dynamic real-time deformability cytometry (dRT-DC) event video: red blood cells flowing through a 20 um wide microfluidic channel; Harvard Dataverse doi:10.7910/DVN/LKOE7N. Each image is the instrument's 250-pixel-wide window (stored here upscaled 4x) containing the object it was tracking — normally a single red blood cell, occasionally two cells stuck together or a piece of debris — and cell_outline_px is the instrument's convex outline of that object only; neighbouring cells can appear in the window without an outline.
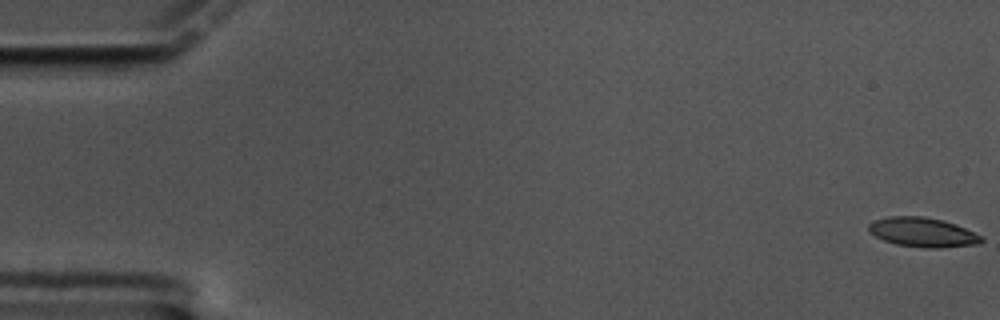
{"species": "common noctule bat (a hibernating species)", "species_latin": "Nyctalus noctula", "temperature_condition": "cold", "stored_images_in_passage": 61, "camera_frame_rate_fps": 3000, "um_per_image_px": 0.085, "animal": {"sex": "male", "body_mass_g": 17.5, "forearm_length_mm": 52.3}, "frame": {"image": 1, "passage_image": 1, "time_ms": 0.0, "image_size_px": [1000, 320], "cell_outline_px": [[984, 240], [980, 244], [940, 248], [924, 248], [896, 244], [884, 240], [868, 232], [868, 224], [872, 220], [888, 216], [924, 216], [956, 224], [984, 236]], "centroid_in_image_um": [78.44, 19.74], "position_along_channel_um": 6.6, "area_um2": 19.59}}
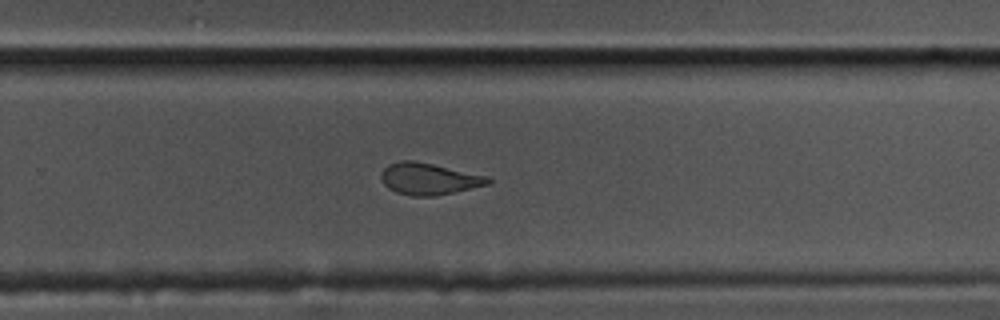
{"frame": {"image": 2, "passage_image": 40, "time_ms": 13.0, "image_size_px": [1000, 320], "cell_outline_px": [[492, 180], [488, 184], [436, 196], [412, 196], [396, 192], [388, 188], [384, 184], [380, 176], [384, 168], [388, 164], [400, 160], [412, 160], [432, 164], [488, 176]], "centroid_in_image_um": [36.42, 15.2], "position_along_channel_um": 293.4, "area_um2": 19.59}}
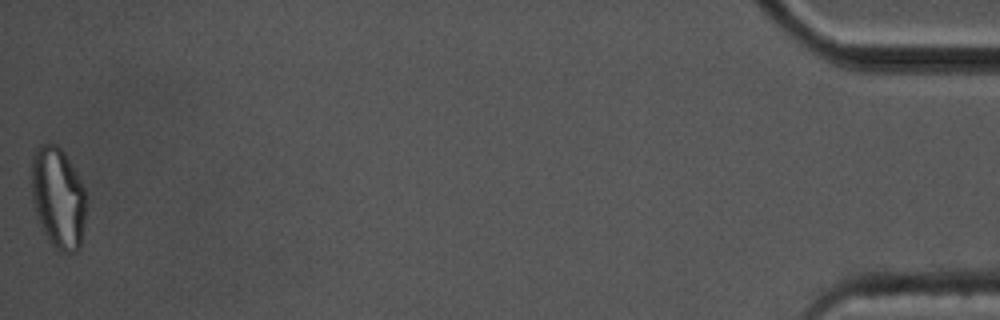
{"frame": {"image": 3, "passage_image": 61, "time_ms": 20.0, "image_size_px": [1000, 320], "cell_outline_px": [[84, 224], [80, 248], [76, 252], [64, 252], [56, 248], [48, 240], [40, 228], [32, 200], [32, 156], [36, 148], [40, 144], [56, 144], [64, 152], [76, 172], [84, 188]], "centroid_in_image_um": [4.91, 16.82], "position_along_channel_um": 430.3, "area_um2": 32.08}, "authors_computed_cell_mechanics": {"area_um2": 20.2878, "velocity_mm_per_s": 3.3335, "shape_relaxation_time_tau1_ms": null, "shape_relaxation_time_tau2_ms": 2.1651, "deformation_change_tau1": null, "deformation_change_tau2": 0.0849}}